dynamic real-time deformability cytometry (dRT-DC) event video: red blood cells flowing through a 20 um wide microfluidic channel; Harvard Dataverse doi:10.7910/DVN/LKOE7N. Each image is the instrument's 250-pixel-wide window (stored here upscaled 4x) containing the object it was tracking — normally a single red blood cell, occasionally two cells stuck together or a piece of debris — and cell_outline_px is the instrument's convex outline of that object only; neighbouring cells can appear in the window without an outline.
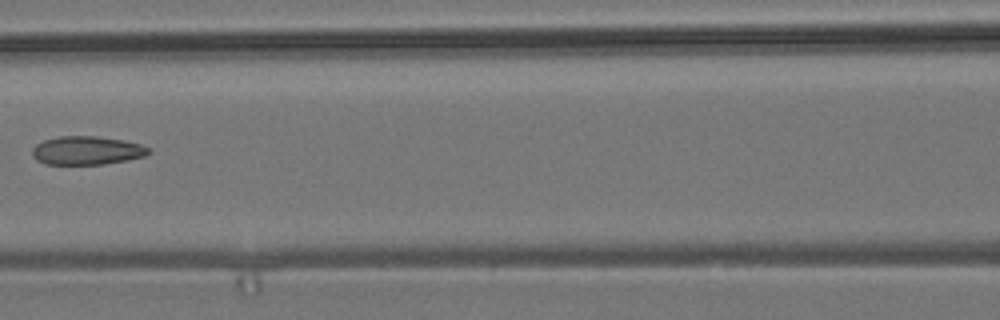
{"species": "common noctule bat (a hibernating species)", "species_latin": "Nyctalus noctula", "temperature_condition": "room temperature", "stored_images_in_passage": 7, "camera_frame_rate_fps": 3000, "um_per_image_px": 0.085, "animal": {"sex": "male", "body_mass_g": 19.2, "forearm_length_mm": 51.8}, "frame": {"image": 1, "passage_image": 6, "time_ms": 6.667, "image_size_px": [1000, 320], "cell_outline_px": [[152, 152], [144, 156], [128, 160], [104, 164], [44, 164], [36, 160], [32, 156], [32, 148], [36, 144], [44, 140], [60, 136], [96, 136], [124, 140], [140, 144], [148, 148]], "centroid_in_image_um": [7.37, 12.79], "position_along_channel_um": 159.2, "area_um2": 19.42}}
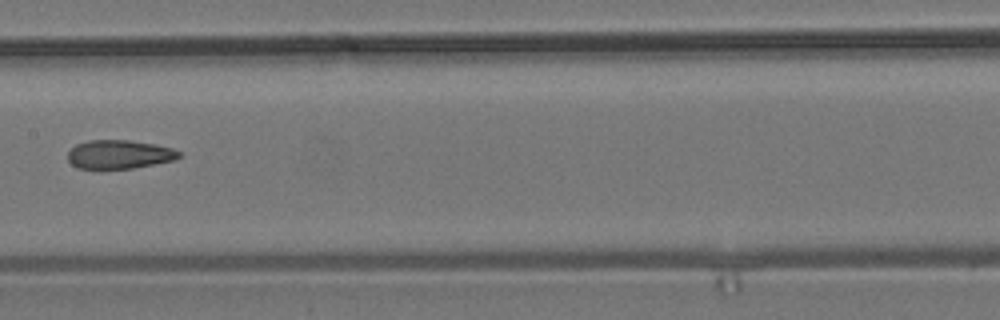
{"frame": {"image": 2, "passage_image": 7, "time_ms": 7.667, "image_size_px": [1000, 320], "cell_outline_px": [[180, 156], [176, 160], [132, 168], [100, 172], [76, 168], [68, 160], [68, 152], [76, 144], [88, 140], [128, 140], [156, 144], [172, 148], [180, 152]], "centroid_in_image_um": [10.08, 13.17], "position_along_channel_um": 197.3, "area_um2": 19.36}}